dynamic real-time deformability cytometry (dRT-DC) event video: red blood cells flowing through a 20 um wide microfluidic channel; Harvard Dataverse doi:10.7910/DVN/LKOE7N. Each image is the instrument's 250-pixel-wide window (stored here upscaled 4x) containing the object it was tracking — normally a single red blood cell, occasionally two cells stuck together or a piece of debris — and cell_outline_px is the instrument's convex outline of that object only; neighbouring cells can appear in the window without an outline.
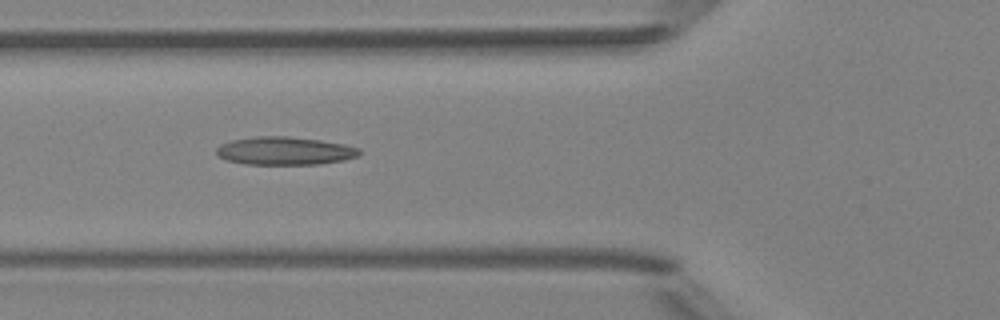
{"species": "Egyptian fruit bat (a non-hibernating species)", "species_latin": "Rousettus aegyptiacus", "temperature_condition": "room temperature", "stored_images_in_passage": 8, "camera_frame_rate_fps": 3000, "um_per_image_px": 0.085, "animal": {"sex": "female"}, "frame": {"image": 1, "passage_image": 6, "time_ms": 5.667, "image_size_px": [1000, 320], "cell_outline_px": [[360, 156], [344, 160], [320, 164], [244, 164], [228, 160], [220, 156], [216, 152], [216, 148], [220, 144], [232, 140], [256, 136], [288, 136], [320, 140], [344, 144], [360, 148]], "centroid_in_image_um": [24.23, 12.82], "position_along_channel_um": 101.6, "area_um2": 23.41}}
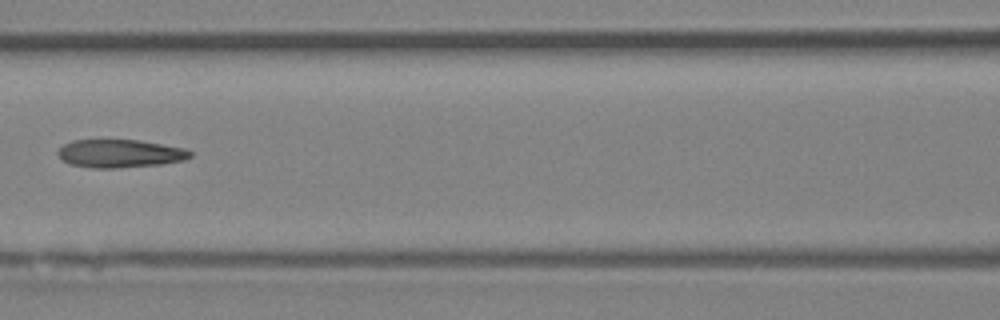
{"frame": {"image": 2, "passage_image": 7, "time_ms": 7.0, "image_size_px": [1000, 320], "cell_outline_px": [[192, 156], [184, 160], [160, 164], [112, 168], [92, 168], [72, 164], [64, 160], [56, 152], [64, 144], [72, 140], [136, 140], [184, 148], [192, 152]], "centroid_in_image_um": [10.19, 13.05], "position_along_channel_um": 156.4, "area_um2": 21.33}}
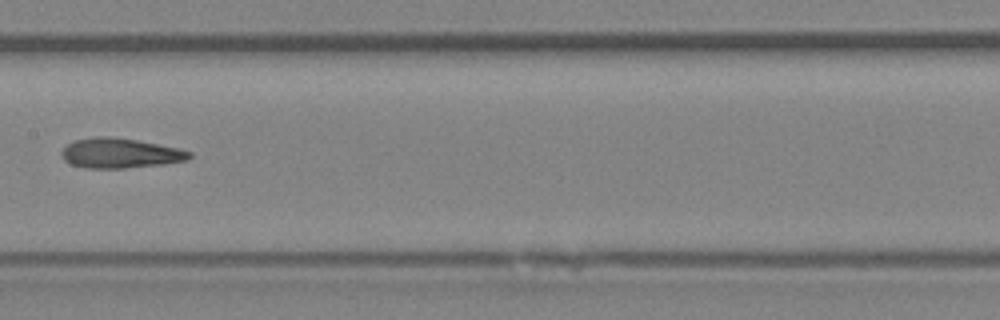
{"frame": {"image": 3, "passage_image": 8, "time_ms": 8.0, "image_size_px": [1000, 320], "cell_outline_px": [[192, 156], [188, 160], [164, 164], [124, 168], [88, 168], [72, 164], [64, 160], [60, 152], [68, 144], [76, 140], [96, 136], [108, 136], [136, 140], [180, 148], [192, 152]], "centroid_in_image_um": [10.24, 13.02], "position_along_channel_um": 197.2, "area_um2": 22.2}}